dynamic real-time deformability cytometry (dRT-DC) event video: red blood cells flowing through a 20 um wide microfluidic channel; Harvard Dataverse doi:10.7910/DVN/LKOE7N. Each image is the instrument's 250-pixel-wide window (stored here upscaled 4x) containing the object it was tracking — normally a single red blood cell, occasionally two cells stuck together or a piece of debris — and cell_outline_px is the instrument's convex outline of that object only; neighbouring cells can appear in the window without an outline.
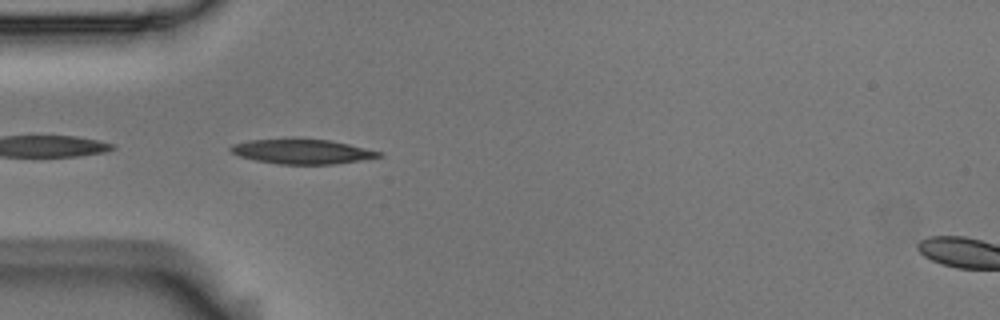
{"species": "Egyptian fruit bat (a non-hibernating species)", "species_latin": "Rousettus aegyptiacus", "temperature_condition": "room temperature", "stored_images_in_passage": 19, "camera_frame_rate_fps": 3000, "um_per_image_px": 0.085, "animal": {"sex": "male"}, "frame": {"image": 1, "passage_image": 1, "time_ms": 0.0, "image_size_px": [1000, 320], "cell_outline_px": [[384, 156], [336, 164], [280, 164], [256, 160], [240, 156], [232, 152], [228, 148], [232, 144], [248, 140], [292, 136], [328, 140], [348, 144], [380, 152]], "centroid_in_image_um": [25.61, 12.84], "position_along_channel_um": 59.4, "area_um2": 21.85}}
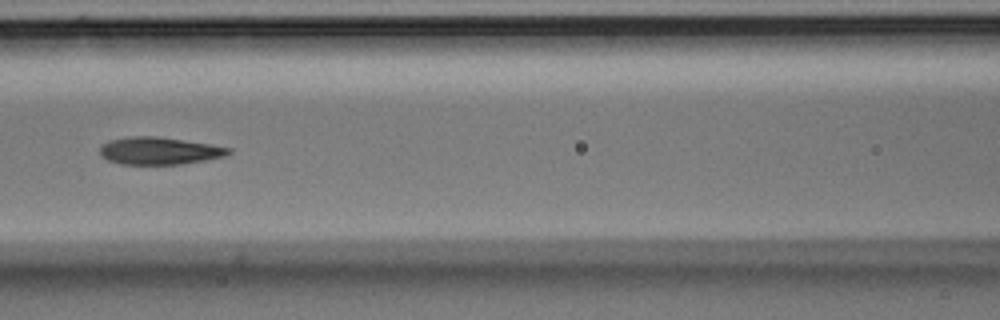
{"frame": {"image": 2, "passage_image": 9, "time_ms": 2.667, "image_size_px": [1000, 320], "cell_outline_px": [[232, 152], [224, 156], [204, 160], [180, 164], [120, 164], [108, 160], [100, 156], [100, 144], [108, 140], [132, 136], [156, 136], [208, 144], [232, 148]], "centroid_in_image_um": [13.48, 12.82], "position_along_channel_um": 153.1, "area_um2": 20.46}}